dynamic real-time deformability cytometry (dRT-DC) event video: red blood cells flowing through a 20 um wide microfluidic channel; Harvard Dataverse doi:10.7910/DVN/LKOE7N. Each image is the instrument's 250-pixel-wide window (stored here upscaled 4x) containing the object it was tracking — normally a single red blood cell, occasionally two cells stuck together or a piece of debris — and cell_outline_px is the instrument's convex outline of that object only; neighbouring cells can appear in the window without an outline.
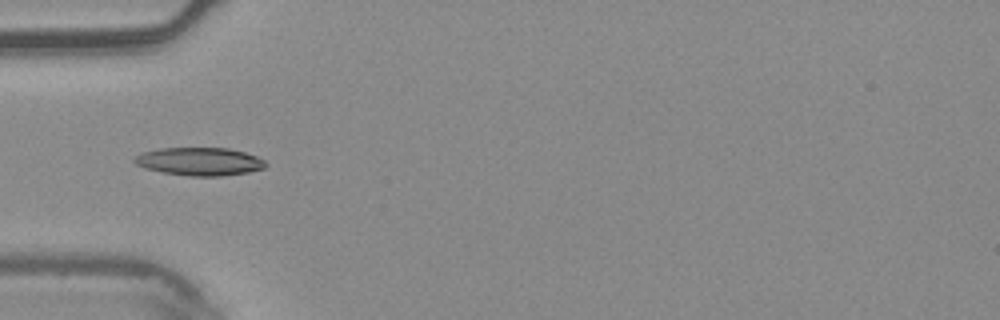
{"species": "common noctule bat (a hibernating species)", "species_latin": "Nyctalus noctula", "temperature_condition": "warm", "stored_images_in_passage": 6, "camera_frame_rate_fps": 3000, "um_per_image_px": 0.085, "animal": {"sex": "male", "body_mass_g": 20.4}, "frame": {"image": 1, "passage_image": 4, "time_ms": 1.0, "image_size_px": [1000, 320], "cell_outline_px": [[268, 164], [264, 168], [248, 172], [220, 176], [188, 176], [160, 172], [144, 168], [136, 164], [132, 160], [140, 152], [160, 148], [228, 148], [244, 152], [256, 156], [264, 160]], "centroid_in_image_um": [16.93, 13.73], "position_along_channel_um": 68.1, "area_um2": 21.56}}
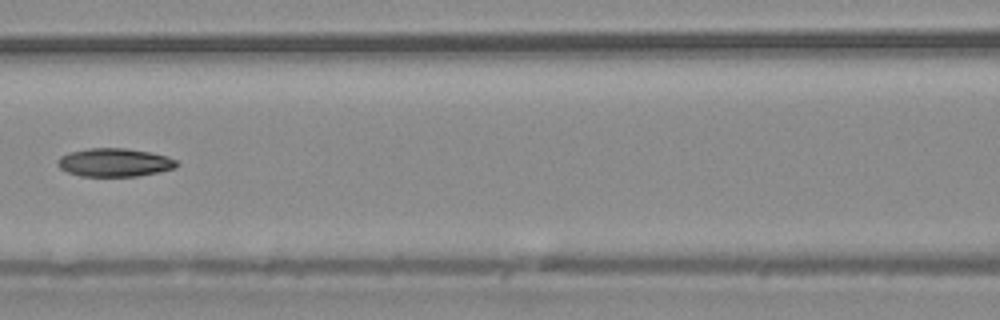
{"frame": {"image": 2, "passage_image": 6, "time_ms": 1.667, "image_size_px": [1000, 320], "cell_outline_px": [[180, 164], [176, 168], [136, 176], [80, 176], [68, 172], [60, 168], [56, 164], [56, 160], [60, 156], [68, 152], [88, 148], [124, 148], [148, 152], [168, 156], [176, 160]], "centroid_in_image_um": [9.71, 13.8], "position_along_channel_um": 156.9, "area_um2": 19.71}}